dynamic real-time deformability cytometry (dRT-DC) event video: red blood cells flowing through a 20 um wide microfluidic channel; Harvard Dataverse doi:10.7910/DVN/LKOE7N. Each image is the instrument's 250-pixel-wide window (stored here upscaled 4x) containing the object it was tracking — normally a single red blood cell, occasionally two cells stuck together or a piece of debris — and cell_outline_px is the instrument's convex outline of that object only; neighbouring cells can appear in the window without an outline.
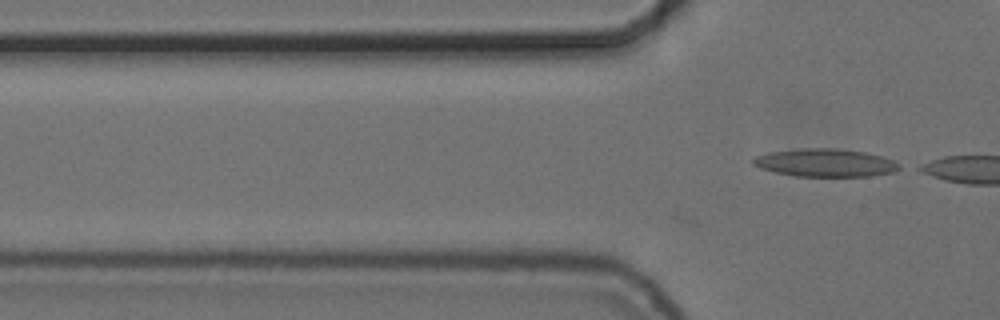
{"species": "common noctule bat (a hibernating species)", "species_latin": "Nyctalus noctula", "temperature_condition": "cold", "stored_images_in_passage": 2, "camera_frame_rate_fps": 3000, "um_per_image_px": 0.085, "animal": {"sex": "female", "body_mass_g": 24.6, "forearm_length_mm": 56.2}, "frame": {"image": 1, "passage_image": 2, "time_ms": 0.333, "image_size_px": [1000, 320], "cell_outline_px": [[904, 168], [896, 172], [868, 176], [796, 176], [776, 172], [760, 168], [752, 164], [752, 160], [756, 156], [768, 152], [800, 148], [836, 148], [864, 152], [884, 156], [900, 164]], "centroid_in_image_um": [70.19, 13.83], "position_along_channel_um": 55.6, "area_um2": 23.99}}